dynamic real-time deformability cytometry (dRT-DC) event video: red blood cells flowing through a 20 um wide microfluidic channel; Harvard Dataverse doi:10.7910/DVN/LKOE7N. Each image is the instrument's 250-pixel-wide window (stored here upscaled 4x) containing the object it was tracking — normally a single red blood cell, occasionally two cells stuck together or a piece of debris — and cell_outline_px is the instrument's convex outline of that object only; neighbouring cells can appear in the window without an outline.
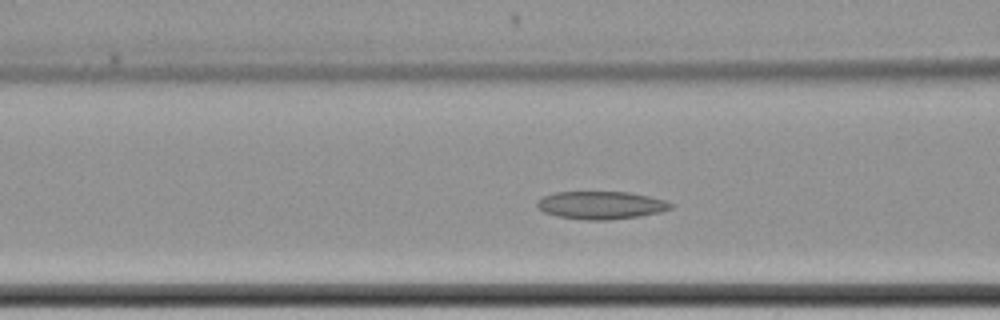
{"species": "common noctule bat (a hibernating species)", "species_latin": "Nyctalus noctula", "temperature_condition": "cold", "stored_images_in_passage": 61, "camera_frame_rate_fps": 3000, "um_per_image_px": 0.085, "animal": {"sex": "female", "body_mass_g": 22.7, "forearm_length_mm": 54.2}, "frame": {"image": 1, "passage_image": 24, "time_ms": 7.667, "image_size_px": [1000, 320], "cell_outline_px": [[676, 204], [672, 208], [660, 212], [640, 216], [608, 220], [584, 220], [560, 216], [544, 212], [536, 204], [544, 196], [552, 192], [632, 192], [664, 200]], "centroid_in_image_um": [51.14, 17.44], "position_along_channel_um": 115.5, "area_um2": 21.62}}
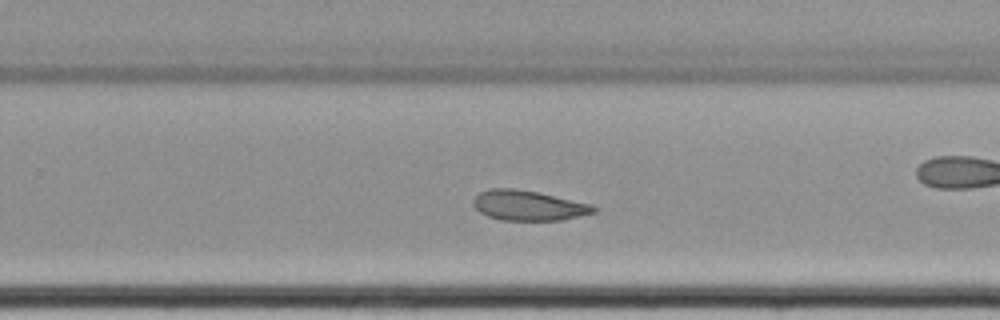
{"frame": {"image": 2, "passage_image": 39, "time_ms": 12.667, "image_size_px": [1000, 320], "cell_outline_px": [[600, 208], [596, 212], [580, 216], [560, 220], [500, 220], [488, 216], [480, 212], [472, 204], [472, 200], [480, 192], [488, 188], [512, 188], [536, 192], [592, 204]], "centroid_in_image_um": [44.92, 17.47], "position_along_channel_um": 284.9, "area_um2": 21.1}}
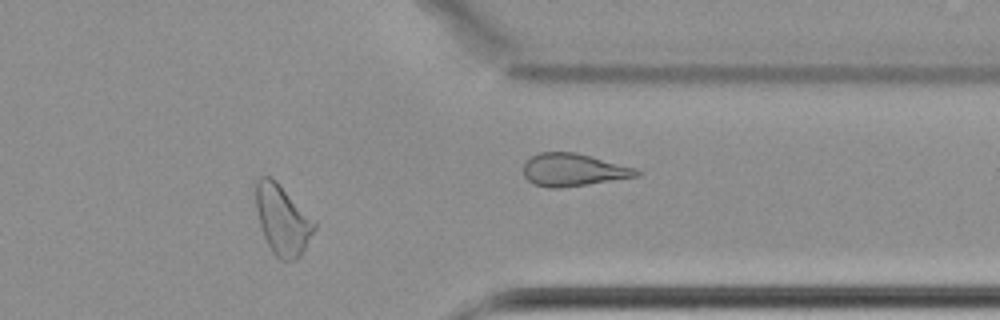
{"frame": {"image": 3, "passage_image": 49, "time_ms": 16.0, "image_size_px": [1000, 320], "cell_outline_px": [[316, 228], [304, 248], [296, 260], [280, 260], [272, 252], [264, 236], [260, 224], [256, 208], [256, 180], [260, 176], [272, 176], [316, 220]], "centroid_in_image_um": [24.02, 18.65], "position_along_channel_um": 387.4, "area_um2": 23.81}}